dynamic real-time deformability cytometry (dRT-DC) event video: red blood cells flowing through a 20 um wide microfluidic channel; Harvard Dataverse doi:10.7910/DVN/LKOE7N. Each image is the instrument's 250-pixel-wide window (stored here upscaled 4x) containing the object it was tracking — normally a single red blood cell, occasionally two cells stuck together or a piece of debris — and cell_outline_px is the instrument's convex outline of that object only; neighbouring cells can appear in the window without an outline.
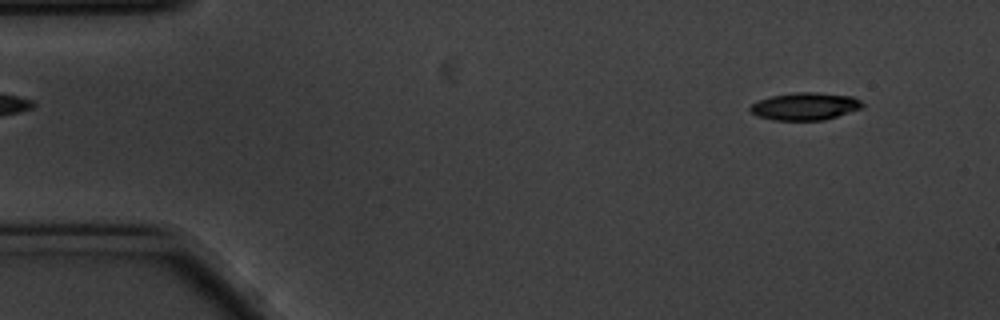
{"species": "common noctule bat (a hibernating species)", "species_latin": "Nyctalus noctula", "temperature_condition": "cold", "stored_images_in_passage": 56, "camera_frame_rate_fps": 3000, "um_per_image_px": 0.085, "animal": {"sex": "male", "body_mass_g": 20.1, "forearm_length_mm": 53.5}, "frame": {"image": 1, "passage_image": 4, "time_ms": 1.0, "image_size_px": [1000, 320], "cell_outline_px": [[864, 108], [824, 120], [772, 120], [756, 116], [748, 108], [752, 104], [760, 100], [772, 96], [796, 92], [816, 92], [852, 96], [860, 100], [864, 104]], "centroid_in_image_um": [68.46, 9.04], "position_along_channel_um": 16.5, "area_um2": 18.03}}
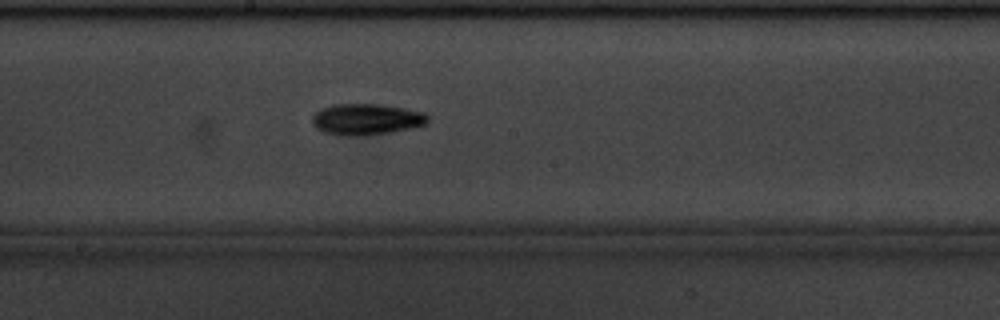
{"frame": {"image": 2, "passage_image": 29, "time_ms": 9.333, "image_size_px": [1000, 320], "cell_outline_px": [[428, 120], [424, 124], [408, 128], [388, 132], [364, 136], [340, 136], [324, 132], [316, 128], [312, 124], [312, 116], [316, 112], [332, 104], [380, 104], [404, 108], [424, 112], [428, 116]], "centroid_in_image_um": [31.09, 10.14], "position_along_channel_um": 217.1, "area_um2": 20.92}}
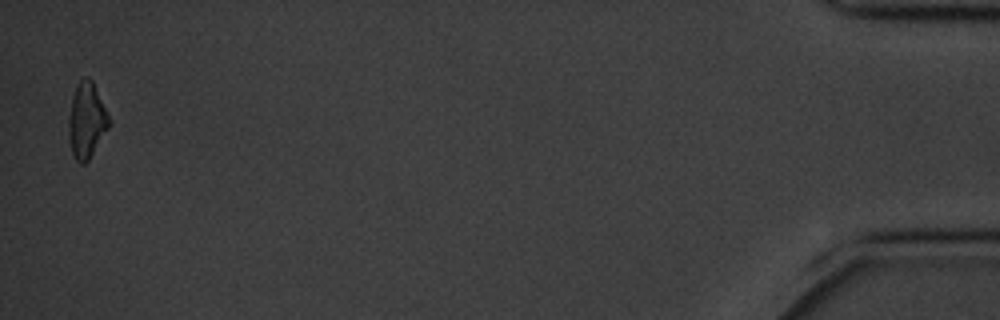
{"frame": {"image": 3, "passage_image": 55, "time_ms": 18.0, "image_size_px": [1000, 320], "cell_outline_px": [[108, 128], [88, 160], [84, 164], [80, 164], [76, 160], [72, 152], [68, 136], [68, 116], [72, 96], [80, 80], [84, 76], [88, 76], [92, 80], [108, 116]], "centroid_in_image_um": [7.32, 10.24], "position_along_channel_um": 427.9, "area_um2": 17.4}, "authors_computed_cell_mechanics": {"area_um2": 18.496, "velocity_mm_per_s": 3.4939, "shape_relaxation_time_tau1_ms": 3.2073, "shape_relaxation_time_tau2_ms": null, "deformation_change_tau1": 0.1319, "deformation_change_tau2": null}}